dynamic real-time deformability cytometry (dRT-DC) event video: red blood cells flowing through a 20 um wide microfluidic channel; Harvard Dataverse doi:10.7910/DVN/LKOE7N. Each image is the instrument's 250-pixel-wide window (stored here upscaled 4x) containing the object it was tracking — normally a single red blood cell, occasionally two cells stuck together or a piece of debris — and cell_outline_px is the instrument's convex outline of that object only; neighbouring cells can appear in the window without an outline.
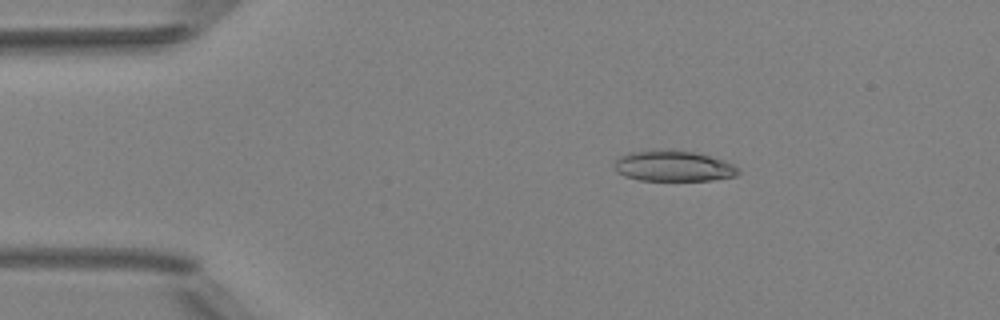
{"species": "Egyptian fruit bat (a non-hibernating species)", "species_latin": "Rousettus aegyptiacus", "temperature_condition": "room temperature", "stored_images_in_passage": 7, "camera_frame_rate_fps": 3000, "um_per_image_px": 0.085, "animal": {"sex": "female"}, "frame": {"image": 1, "passage_image": 3, "time_ms": 2.0, "image_size_px": [1000, 320], "cell_outline_px": [[740, 172], [736, 176], [712, 180], [640, 180], [624, 176], [616, 172], [616, 160], [620, 156], [632, 152], [672, 148], [692, 152], [724, 160], [732, 164]], "centroid_in_image_um": [57.23, 14.11], "position_along_channel_um": 27.8, "area_um2": 22.08}}
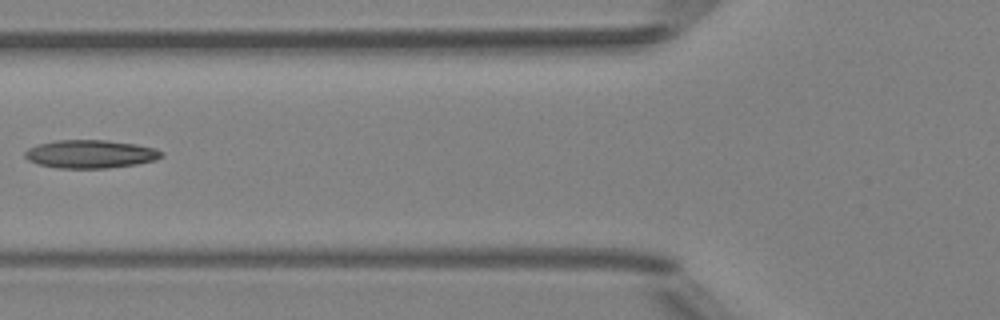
{"frame": {"image": 2, "passage_image": 6, "time_ms": 5.667, "image_size_px": [1000, 320], "cell_outline_px": [[164, 156], [156, 160], [136, 164], [108, 168], [56, 168], [36, 164], [28, 160], [24, 156], [24, 152], [28, 148], [40, 144], [56, 140], [104, 140], [136, 144], [156, 148], [164, 152]], "centroid_in_image_um": [7.7, 13.1], "position_along_channel_um": 118.1, "area_um2": 22.6}}
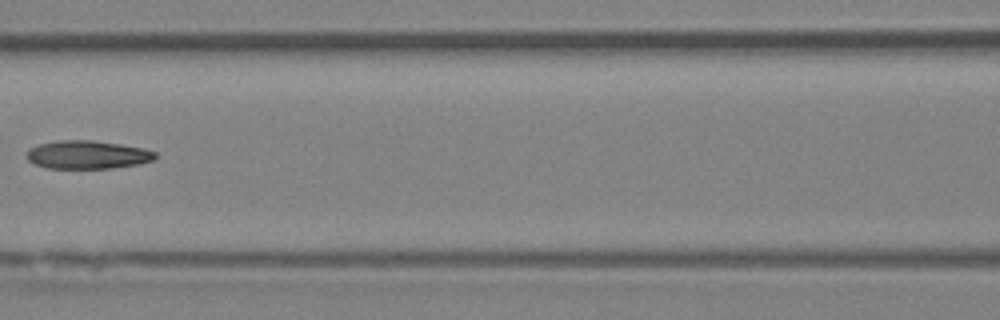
{"frame": {"image": 3, "passage_image": 7, "time_ms": 6.667, "image_size_px": [1000, 320], "cell_outline_px": [[156, 156], [152, 160], [140, 164], [112, 168], [48, 168], [36, 164], [28, 160], [24, 156], [28, 148], [40, 144], [56, 140], [92, 140], [120, 144], [144, 148], [156, 152]], "centroid_in_image_um": [7.41, 13.14], "position_along_channel_um": 159.2, "area_um2": 21.27}}